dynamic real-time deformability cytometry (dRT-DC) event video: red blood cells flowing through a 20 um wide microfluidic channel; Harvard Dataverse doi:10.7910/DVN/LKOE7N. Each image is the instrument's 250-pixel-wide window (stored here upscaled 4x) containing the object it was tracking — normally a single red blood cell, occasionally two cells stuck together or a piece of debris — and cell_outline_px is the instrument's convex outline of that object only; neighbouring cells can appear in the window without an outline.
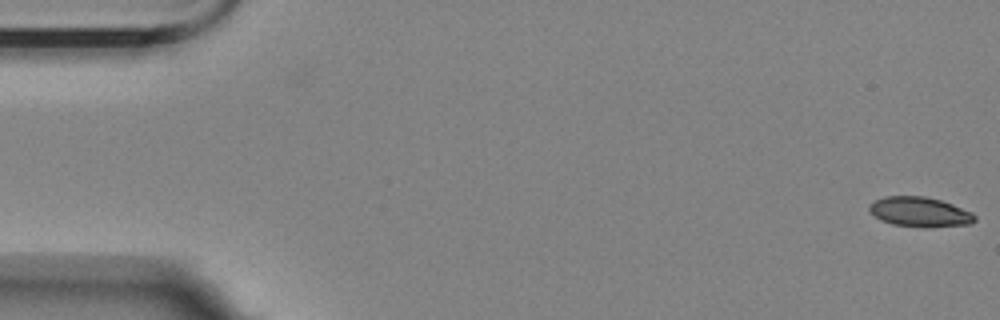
{"species": "Egyptian fruit bat (a non-hibernating species)", "species_latin": "Rousettus aegyptiacus", "temperature_condition": "room temperature", "stored_images_in_passage": 2, "camera_frame_rate_fps": 3000, "um_per_image_px": 0.085, "animal": {"sex": "female"}, "frame": {"image": 1, "passage_image": 2, "time_ms": 1.0, "image_size_px": [1000, 320], "cell_outline_px": [[976, 220], [968, 224], [924, 228], [892, 224], [880, 220], [868, 208], [868, 204], [872, 200], [884, 196], [924, 196], [940, 200], [952, 204], [972, 212], [976, 216]], "centroid_in_image_um": [78.15, 18.01], "position_along_channel_um": 6.8, "area_um2": 18.44}}